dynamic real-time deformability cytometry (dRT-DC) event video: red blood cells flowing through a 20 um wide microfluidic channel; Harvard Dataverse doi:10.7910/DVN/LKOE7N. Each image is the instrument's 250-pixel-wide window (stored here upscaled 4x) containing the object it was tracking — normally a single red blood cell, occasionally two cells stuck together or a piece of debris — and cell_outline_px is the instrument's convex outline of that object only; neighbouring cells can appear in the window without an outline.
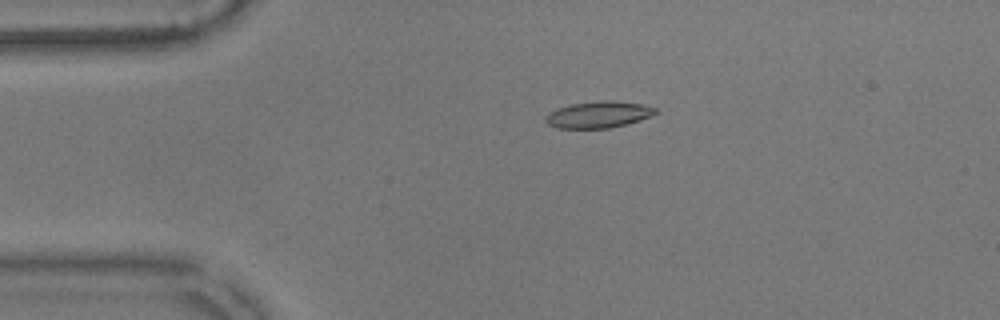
{"species": "common noctule bat (a hibernating species)", "species_latin": "Nyctalus noctula", "temperature_condition": "warm", "stored_images_in_passage": 56, "camera_frame_rate_fps": 3000, "um_per_image_px": 0.085, "animal": {"sex": "male", "body_mass_g": 17.9}, "frame": {"image": 1, "passage_image": 12, "time_ms": 3.667, "image_size_px": [1000, 320], "cell_outline_px": [[656, 112], [652, 116], [640, 120], [608, 128], [556, 128], [548, 124], [544, 120], [544, 116], [548, 112], [556, 108], [572, 104], [604, 100], [612, 100], [644, 104], [656, 108]], "centroid_in_image_um": [50.84, 9.73], "position_along_channel_um": 34.2, "area_um2": 17.05}}
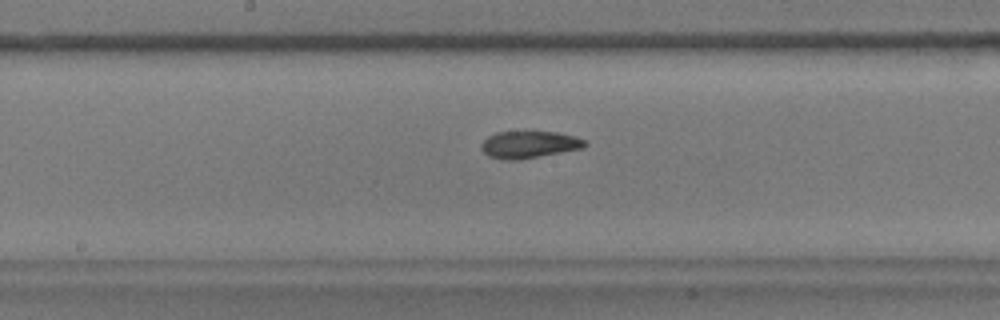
{"frame": {"image": 2, "passage_image": 29, "time_ms": 9.333, "image_size_px": [1000, 320], "cell_outline_px": [[588, 144], [584, 148], [520, 160], [504, 160], [488, 156], [480, 148], [480, 144], [488, 136], [496, 132], [556, 132], [576, 136], [584, 140]], "centroid_in_image_um": [44.97, 12.3], "position_along_channel_um": 203.2, "area_um2": 16.47}}
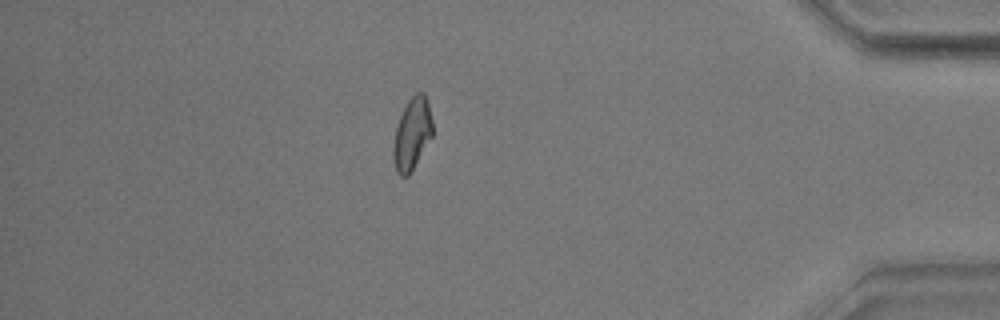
{"frame": {"image": 3, "passage_image": 49, "time_ms": 16.0, "image_size_px": [1000, 320], "cell_outline_px": [[432, 136], [408, 176], [400, 176], [396, 172], [392, 156], [392, 148], [396, 128], [400, 116], [408, 100], [416, 92], [424, 92], [428, 104], [432, 120]], "centroid_in_image_um": [35.01, 11.38], "position_along_channel_um": 400.2, "area_um2": 16.3}, "authors_computed_cell_mechanics": {"area_um2": 16.3574, "velocity_mm_per_s": 3.5902, "shape_relaxation_time_tau1_ms": null, "shape_relaxation_time_tau2_ms": 3.3014, "deformation_change_tau1": null, "deformation_change_tau2": 0.099}}